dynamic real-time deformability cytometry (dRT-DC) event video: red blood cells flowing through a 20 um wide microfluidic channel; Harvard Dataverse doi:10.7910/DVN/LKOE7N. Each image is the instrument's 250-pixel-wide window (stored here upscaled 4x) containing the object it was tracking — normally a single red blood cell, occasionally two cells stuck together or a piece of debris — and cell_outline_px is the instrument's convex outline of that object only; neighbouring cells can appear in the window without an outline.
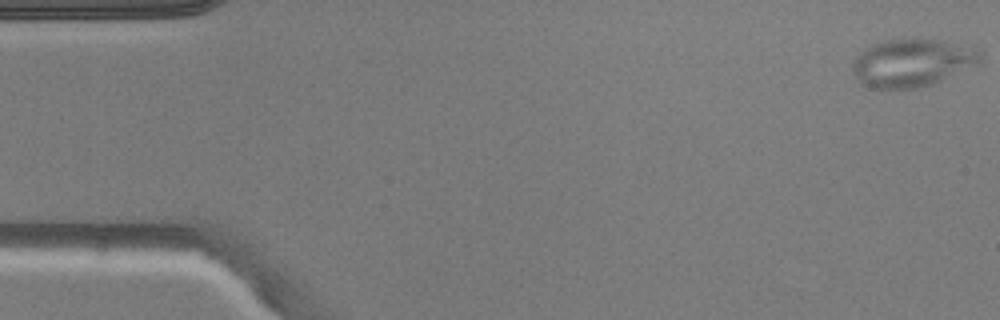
{"species": "common noctule bat (a hibernating species)", "species_latin": "Nyctalus noctula", "temperature_condition": "warm", "stored_images_in_passage": 3, "camera_frame_rate_fps": 3000, "um_per_image_px": 0.085, "animal": {"sex": "male", "body_mass_g": 20.5, "forearm_length_mm": 52.5}, "frame": {"image": 1, "passage_image": 1, "time_ms": 0.0, "image_size_px": [1000, 320], "cell_outline_px": [[984, 52], [980, 64], [932, 84], [916, 88], [872, 88], [860, 84], [852, 72], [852, 60], [860, 52], [872, 44], [888, 40], [912, 36], [916, 36], [972, 44], [980, 48]], "centroid_in_image_um": [77.62, 5.28], "position_along_channel_um": 7.4, "area_um2": 37.05}}